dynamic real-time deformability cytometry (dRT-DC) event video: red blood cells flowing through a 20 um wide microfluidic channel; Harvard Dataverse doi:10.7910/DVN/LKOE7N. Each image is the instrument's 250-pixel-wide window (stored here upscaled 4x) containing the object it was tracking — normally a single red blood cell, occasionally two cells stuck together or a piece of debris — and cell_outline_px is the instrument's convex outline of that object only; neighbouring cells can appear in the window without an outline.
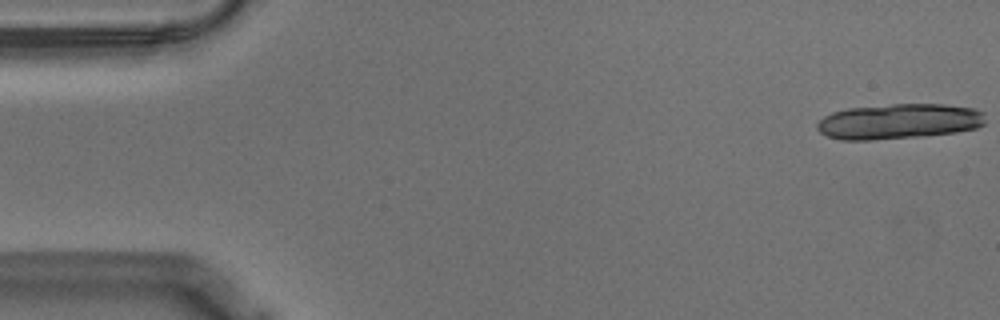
{"species": "Egyptian fruit bat (a non-hibernating species)", "species_latin": "Rousettus aegyptiacus", "temperature_condition": "warm", "stored_images_in_passage": 19, "camera_frame_rate_fps": 3000, "um_per_image_px": 0.085, "animal": {"sex": "male"}, "frame": {"image": 1, "passage_image": 1, "time_ms": 0.0, "image_size_px": [1000, 320], "cell_outline_px": [[984, 124], [976, 128], [956, 132], [924, 136], [872, 140], [840, 140], [828, 136], [820, 132], [816, 128], [816, 124], [824, 116], [832, 112], [848, 108], [892, 104], [944, 104], [976, 108], [984, 112]], "centroid_in_image_um": [76.41, 10.32], "position_along_channel_um": 8.6, "area_um2": 34.85}}